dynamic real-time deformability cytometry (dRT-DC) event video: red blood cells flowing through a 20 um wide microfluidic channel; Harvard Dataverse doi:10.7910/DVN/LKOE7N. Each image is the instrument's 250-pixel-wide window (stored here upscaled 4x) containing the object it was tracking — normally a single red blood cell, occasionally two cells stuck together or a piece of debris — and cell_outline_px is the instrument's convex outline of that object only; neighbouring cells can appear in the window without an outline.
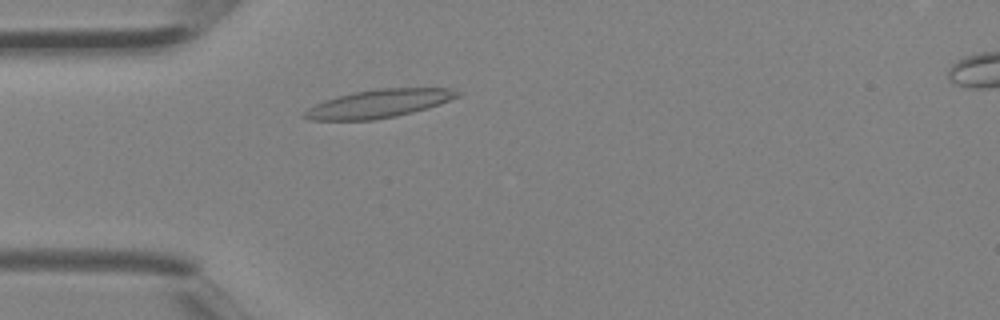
{"species": "Egyptian fruit bat (a non-hibernating species)", "species_latin": "Rousettus aegyptiacus", "temperature_condition": "room temperature", "stored_images_in_passage": 2, "camera_frame_rate_fps": 3000, "um_per_image_px": 0.085, "animal": {"sex": "female"}, "frame": {"image": 1, "passage_image": 1, "time_ms": 0.0, "image_size_px": [1000, 320], "cell_outline_px": [[464, 92], [460, 96], [428, 108], [396, 116], [372, 120], [308, 120], [300, 116], [308, 108], [324, 100], [356, 92], [380, 88], [448, 88]], "centroid_in_image_um": [32.21, 8.81], "position_along_channel_um": 52.8, "area_um2": 25.03}}